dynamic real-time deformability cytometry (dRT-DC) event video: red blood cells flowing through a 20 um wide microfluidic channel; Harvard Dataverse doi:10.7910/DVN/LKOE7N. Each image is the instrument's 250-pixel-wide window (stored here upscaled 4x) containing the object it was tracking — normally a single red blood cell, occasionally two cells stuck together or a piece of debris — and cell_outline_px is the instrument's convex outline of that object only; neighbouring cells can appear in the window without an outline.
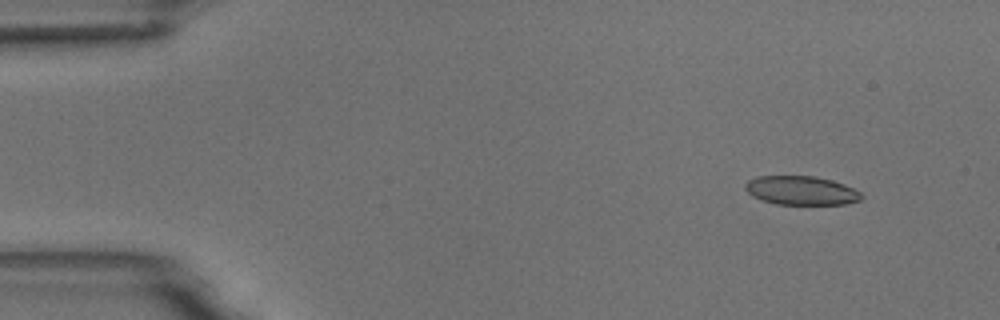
{"species": "common noctule bat (a hibernating species)", "species_latin": "Nyctalus noctula", "temperature_condition": "room temperature", "stored_images_in_passage": 5, "camera_frame_rate_fps": 3000, "um_per_image_px": 0.085, "animal": {"sex": "male", "body_mass_g": 18.8}, "frame": {"image": 1, "passage_image": 1, "time_ms": 0.0, "image_size_px": [1000, 320], "cell_outline_px": [[864, 196], [860, 200], [844, 204], [776, 204], [760, 200], [752, 196], [744, 188], [744, 184], [748, 180], [756, 176], [816, 176], [832, 180], [844, 184], [860, 192]], "centroid_in_image_um": [68.07, 16.19], "position_along_channel_um": 16.9, "area_um2": 19.65}}
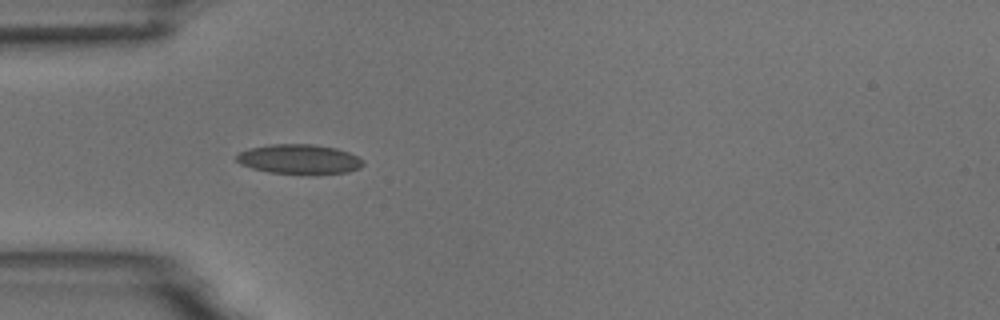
{"frame": {"image": 2, "passage_image": 4, "time_ms": 3.667, "image_size_px": [1000, 320], "cell_outline_px": [[364, 164], [360, 168], [348, 172], [312, 176], [308, 176], [268, 172], [252, 168], [240, 164], [236, 160], [236, 156], [240, 152], [248, 148], [272, 144], [312, 144], [336, 148], [348, 152], [364, 160]], "centroid_in_image_um": [25.46, 13.56], "position_along_channel_um": 59.5, "area_um2": 22.48}}